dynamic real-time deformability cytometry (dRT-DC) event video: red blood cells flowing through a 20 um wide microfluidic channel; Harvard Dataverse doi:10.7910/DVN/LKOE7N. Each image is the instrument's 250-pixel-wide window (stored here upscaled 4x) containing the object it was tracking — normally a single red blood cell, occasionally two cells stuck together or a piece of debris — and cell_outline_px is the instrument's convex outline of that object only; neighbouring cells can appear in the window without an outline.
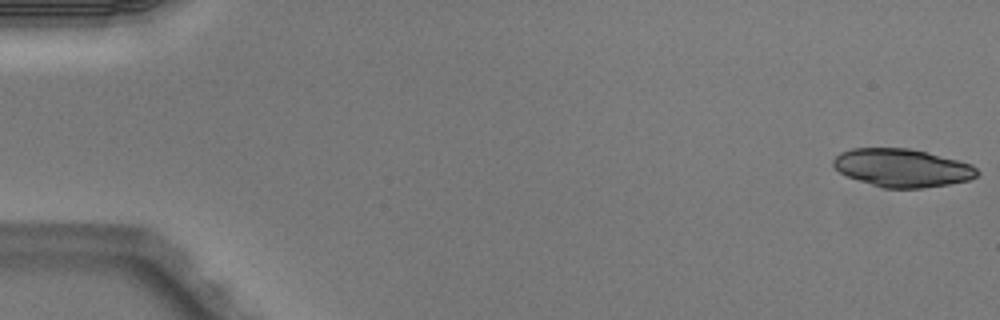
{"species": "Egyptian fruit bat (a non-hibernating species)", "species_latin": "Rousettus aegyptiacus", "temperature_condition": "warm", "stored_images_in_passage": 4, "segment_of_instrument_passage": [2, 2], "camera_frame_rate_fps": 3000, "um_per_image_px": 0.085, "animal": {"sex": "male"}, "frame": {"image": 1, "passage_image": 4, "time_ms": 1.0, "image_size_px": [1000, 320], "cell_outline_px": [[980, 172], [976, 176], [968, 180], [948, 184], [920, 188], [884, 188], [848, 176], [840, 172], [832, 164], [832, 160], [840, 152], [852, 148], [912, 148], [928, 152], [972, 164]], "centroid_in_image_um": [76.69, 14.25], "position_along_channel_um": 8.3, "area_um2": 31.79}}